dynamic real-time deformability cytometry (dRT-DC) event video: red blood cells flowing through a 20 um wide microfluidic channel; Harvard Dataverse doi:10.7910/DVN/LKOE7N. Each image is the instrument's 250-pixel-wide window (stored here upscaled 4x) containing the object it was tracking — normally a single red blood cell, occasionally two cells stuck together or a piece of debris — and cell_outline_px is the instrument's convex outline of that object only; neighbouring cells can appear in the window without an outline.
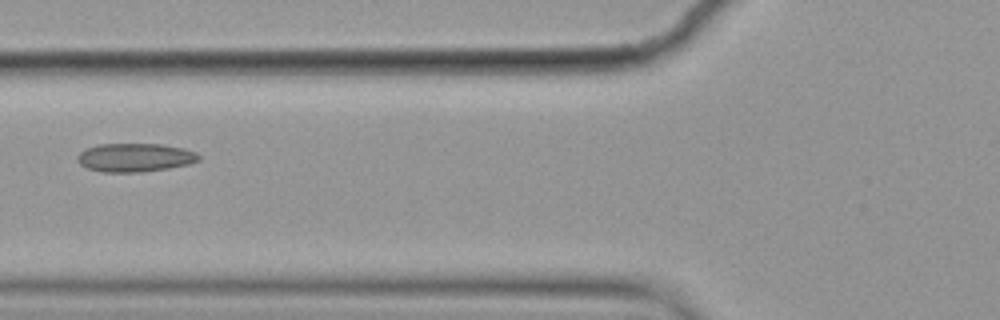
{"species": "common noctule bat (a hibernating species)", "species_latin": "Nyctalus noctula", "temperature_condition": "cold", "stored_images_in_passage": 14, "camera_frame_rate_fps": 3000, "um_per_image_px": 0.085, "animal": {"sex": "female", "body_mass_g": 19.9}, "frame": {"image": 1, "passage_image": 5, "time_ms": 1.333, "image_size_px": [1000, 320], "cell_outline_px": [[200, 160], [188, 164], [168, 168], [140, 172], [104, 172], [88, 168], [80, 164], [76, 160], [76, 156], [84, 148], [100, 144], [160, 144], [184, 148], [196, 152], [200, 156]], "centroid_in_image_um": [11.45, 13.38], "position_along_channel_um": 114.3, "area_um2": 20.23}}
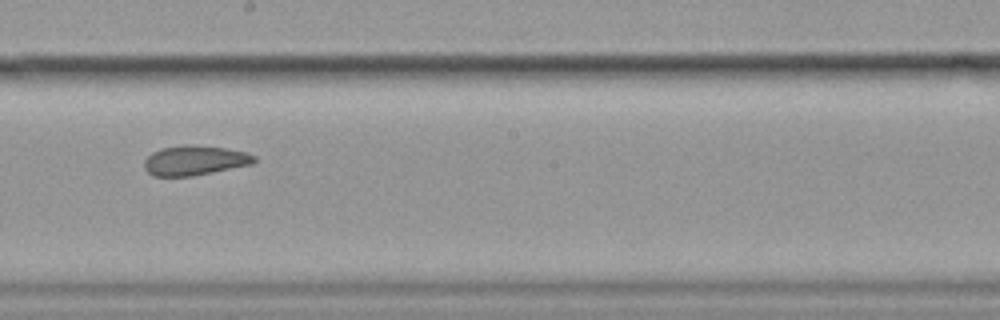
{"frame": {"image": 2, "passage_image": 8, "time_ms": 2.333, "image_size_px": [1000, 320], "cell_outline_px": [[256, 160], [252, 164], [192, 176], [152, 176], [144, 168], [144, 160], [152, 152], [160, 148], [184, 144], [192, 144], [224, 148], [244, 152], [256, 156]], "centroid_in_image_um": [16.51, 13.63], "position_along_channel_um": 231.7, "area_um2": 19.07}}
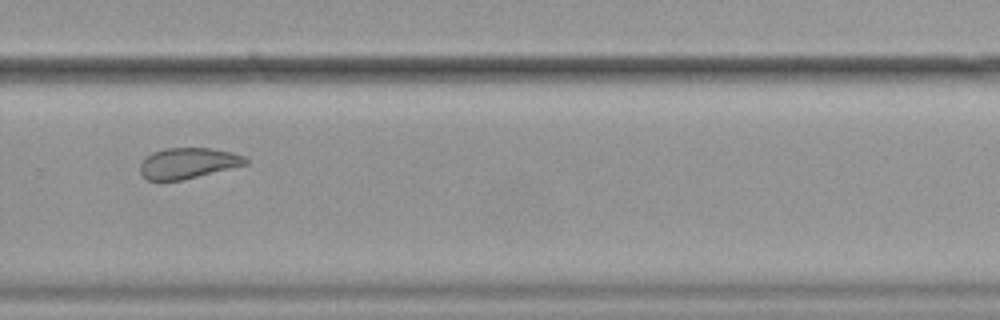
{"frame": {"image": 3, "passage_image": 10, "time_ms": 3.0, "image_size_px": [1000, 320], "cell_outline_px": [[248, 164], [184, 180], [148, 180], [140, 172], [140, 164], [152, 152], [164, 148], [212, 148], [232, 152], [244, 156], [248, 160]], "centroid_in_image_um": [16.01, 13.86], "position_along_channel_um": 313.8, "area_um2": 18.9}}